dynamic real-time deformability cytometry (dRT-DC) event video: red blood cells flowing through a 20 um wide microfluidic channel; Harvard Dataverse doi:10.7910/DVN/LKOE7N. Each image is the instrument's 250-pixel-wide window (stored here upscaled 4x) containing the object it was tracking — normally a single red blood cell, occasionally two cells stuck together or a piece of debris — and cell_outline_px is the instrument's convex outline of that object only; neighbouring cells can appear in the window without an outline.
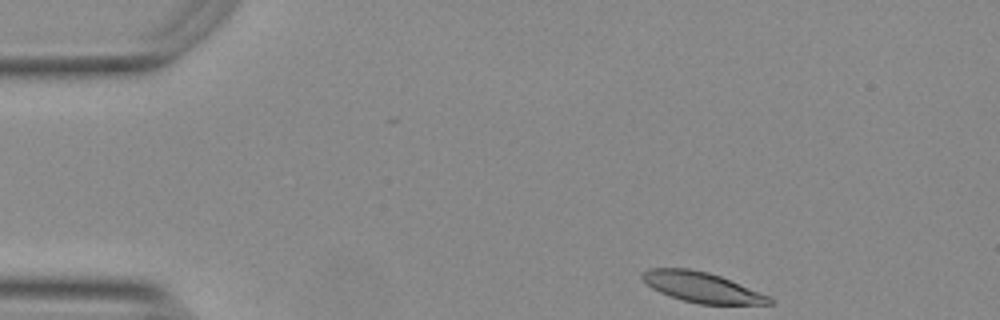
{"species": "Egyptian fruit bat (a non-hibernating species)", "species_latin": "Rousettus aegyptiacus", "temperature_condition": "warm", "stored_images_in_passage": 48, "camera_frame_rate_fps": 3000, "um_per_image_px": 0.085, "animal": {"sex": "female"}, "frame": {"image": 1, "passage_image": 1, "time_ms": 0.0, "image_size_px": [1000, 320], "cell_outline_px": [[776, 304], [700, 304], [680, 300], [660, 292], [652, 288], [640, 276], [640, 272], [648, 268], [688, 268], [708, 272], [720, 276], [772, 296]], "centroid_in_image_um": [59.69, 24.42], "position_along_channel_um": 25.3, "area_um2": 22.6}}
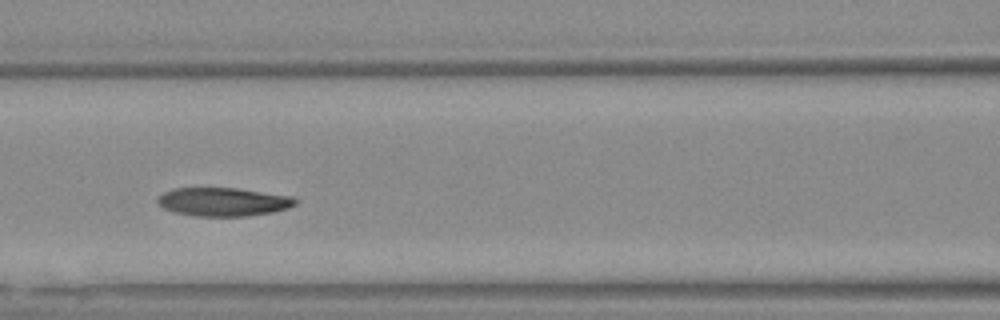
{"frame": {"image": 2, "passage_image": 17, "time_ms": 5.333, "image_size_px": [1000, 320], "cell_outline_px": [[296, 204], [288, 208], [272, 212], [248, 216], [192, 216], [172, 212], [164, 208], [156, 200], [164, 192], [172, 188], [236, 188], [292, 196], [296, 200]], "centroid_in_image_um": [18.96, 17.16], "position_along_channel_um": 147.6, "area_um2": 22.89}}
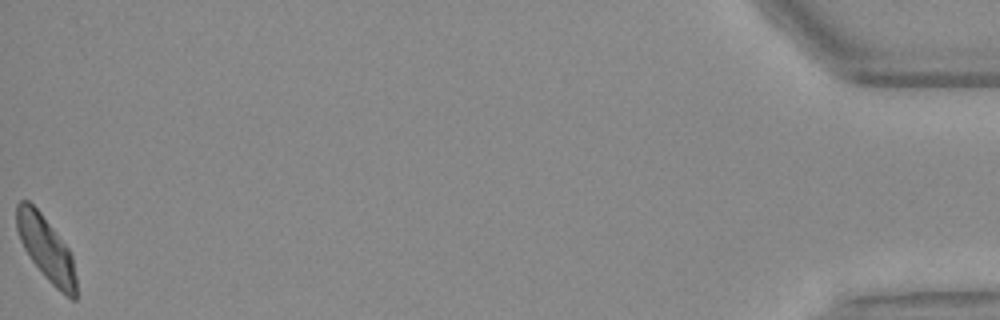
{"frame": {"image": 3, "passage_image": 48, "time_ms": 15.667, "image_size_px": [1000, 320], "cell_outline_px": [[76, 300], [72, 300], [64, 296], [48, 280], [32, 260], [24, 248], [20, 240], [16, 228], [16, 204], [20, 200], [28, 200], [40, 212], [68, 248], [72, 256], [76, 276]], "centroid_in_image_um": [3.92, 21.14], "position_along_channel_um": 431.3, "area_um2": 22.14}, "authors_computed_cell_mechanics": {"area_um2": 23.1778, "velocity_mm_per_s": 3.7116, "shape_relaxation_time_tau1_ms": null, "shape_relaxation_time_tau2_ms": 11.0138, "deformation_change_tau1": null, "deformation_change_tau2": 0.1858}}